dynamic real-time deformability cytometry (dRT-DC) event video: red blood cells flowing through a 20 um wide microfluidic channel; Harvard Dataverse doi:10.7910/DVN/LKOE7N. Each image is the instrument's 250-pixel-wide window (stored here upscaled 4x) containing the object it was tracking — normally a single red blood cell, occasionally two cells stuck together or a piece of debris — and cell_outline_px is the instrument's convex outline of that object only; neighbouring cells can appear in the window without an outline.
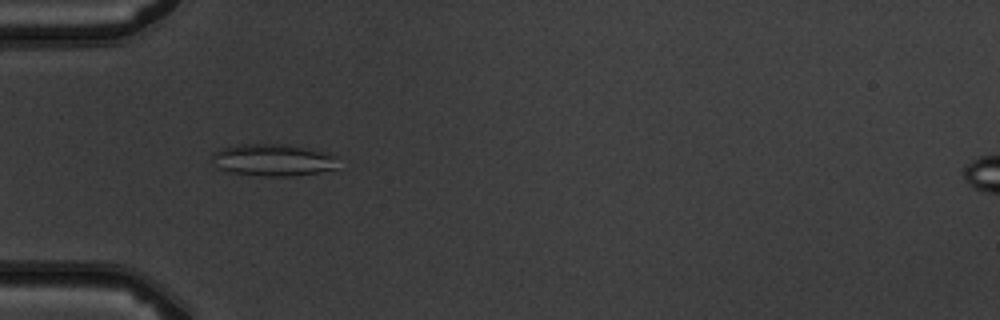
{"species": "common noctule bat (a hibernating species)", "species_latin": "Nyctalus noctula", "temperature_condition": "warm", "stored_images_in_passage": 6, "camera_frame_rate_fps": 3000, "um_per_image_px": 0.085, "animal": {"sex": "male", "body_mass_g": 19.5, "forearm_length_mm": 54.6}, "frame": {"image": 1, "passage_image": 5, "time_ms": 5.333, "image_size_px": [1000, 320], "cell_outline_px": [[336, 168], [320, 172], [288, 176], [268, 176], [224, 172], [216, 168], [208, 160], [212, 152], [220, 148], [236, 144], [288, 144], [336, 156]], "centroid_in_image_um": [23.04, 13.6], "position_along_channel_um": 62.0, "area_um2": 23.76}}
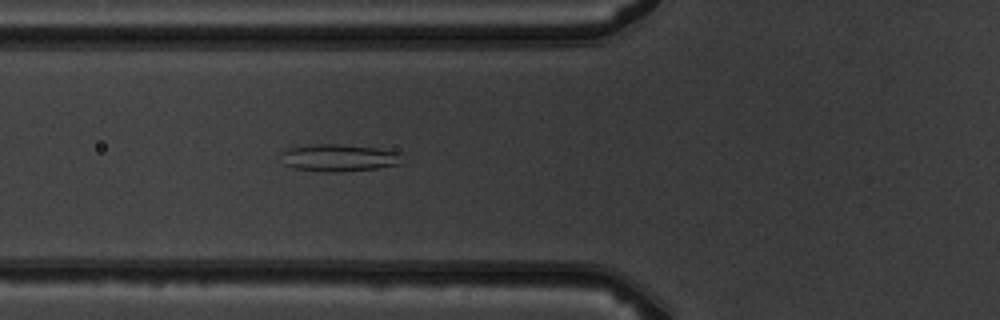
{"frame": {"image": 2, "passage_image": 6, "time_ms": 6.333, "image_size_px": [1000, 320], "cell_outline_px": [[400, 164], [376, 168], [340, 172], [324, 172], [292, 168], [284, 164], [284, 152], [288, 148], [316, 144], [340, 144], [376, 148], [400, 152]], "centroid_in_image_um": [28.82, 13.42], "position_along_channel_um": 97.0, "area_um2": 18.96}}